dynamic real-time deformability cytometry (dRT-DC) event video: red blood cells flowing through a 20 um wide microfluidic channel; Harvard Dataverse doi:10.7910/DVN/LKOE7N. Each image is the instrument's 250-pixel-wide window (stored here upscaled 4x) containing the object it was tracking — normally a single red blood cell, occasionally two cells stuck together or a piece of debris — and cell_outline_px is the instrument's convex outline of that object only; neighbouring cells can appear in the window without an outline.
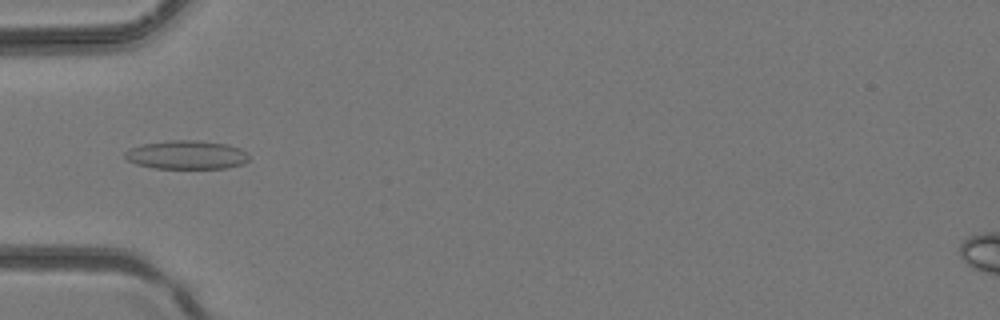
{"species": "common noctule bat (a hibernating species)", "species_latin": "Nyctalus noctula", "temperature_condition": "room temperature", "stored_images_in_passage": 42, "camera_frame_rate_fps": 3000, "um_per_image_px": 0.085, "animal": {"sex": "female", "body_mass_g": 24.6, "forearm_length_mm": 56.2}, "frame": {"image": 1, "passage_image": 15, "time_ms": 4.667, "image_size_px": [1000, 320], "cell_outline_px": [[248, 160], [244, 164], [228, 168], [152, 168], [136, 164], [128, 160], [124, 156], [124, 152], [132, 148], [144, 144], [172, 140], [200, 140], [228, 144], [240, 148], [248, 152]], "centroid_in_image_um": [15.91, 13.16], "position_along_channel_um": 69.1, "area_um2": 20.81}}
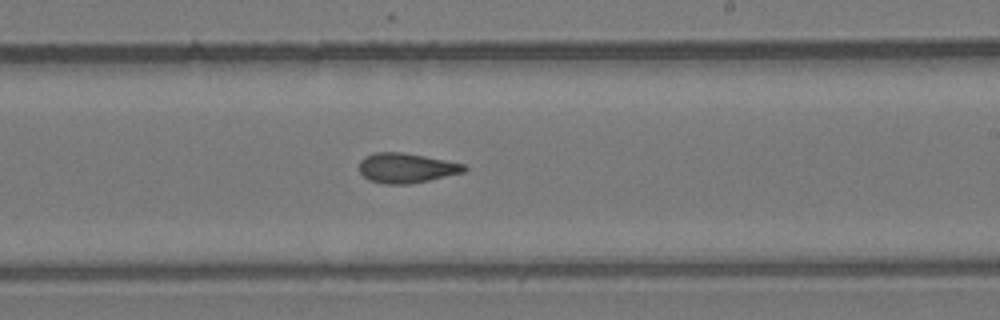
{"frame": {"image": 2, "passage_image": 26, "time_ms": 8.333, "image_size_px": [1000, 320], "cell_outline_px": [[468, 168], [464, 172], [428, 180], [408, 184], [384, 184], [368, 180], [360, 172], [360, 160], [364, 156], [376, 152], [400, 152], [424, 156], [464, 164]], "centroid_in_image_um": [34.51, 14.28], "position_along_channel_um": 254.5, "area_um2": 18.09}}
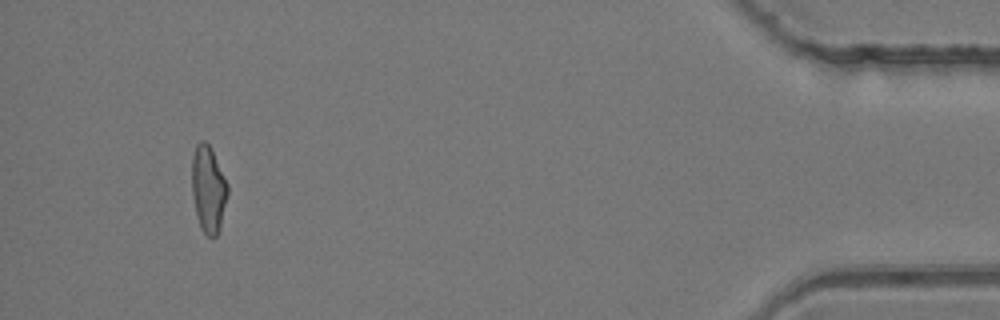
{"frame": {"image": 3, "passage_image": 40, "time_ms": 13.0, "image_size_px": [1000, 320], "cell_outline_px": [[228, 192], [220, 228], [216, 236], [208, 236], [200, 228], [196, 216], [192, 192], [192, 156], [196, 144], [200, 140], [204, 140], [212, 148], [228, 184]], "centroid_in_image_um": [17.7, 16.04], "position_along_channel_um": 417.5, "area_um2": 18.21}}